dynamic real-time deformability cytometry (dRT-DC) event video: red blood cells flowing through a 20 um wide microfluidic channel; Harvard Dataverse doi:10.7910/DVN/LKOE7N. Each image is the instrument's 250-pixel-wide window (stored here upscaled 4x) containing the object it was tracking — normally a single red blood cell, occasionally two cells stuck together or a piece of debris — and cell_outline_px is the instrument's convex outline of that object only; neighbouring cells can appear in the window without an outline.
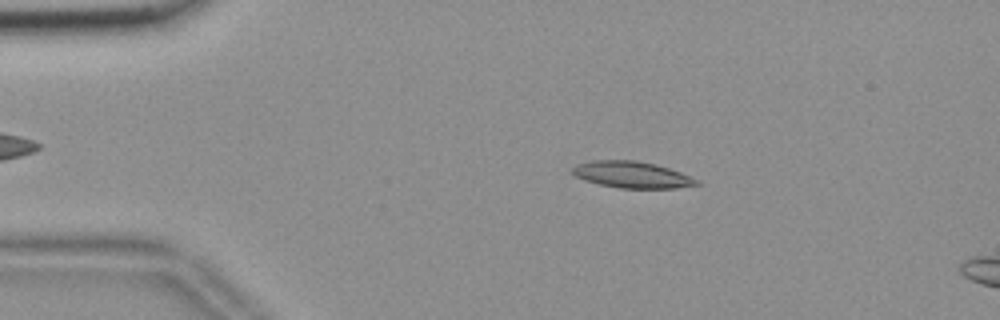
{"species": "common noctule bat (a hibernating species)", "species_latin": "Nyctalus noctula", "temperature_condition": "room temperature", "stored_images_in_passage": 8, "camera_frame_rate_fps": 3000, "um_per_image_px": 0.085, "animal": {"sex": "female", "body_mass_g": 18.4}, "frame": {"image": 1, "passage_image": 3, "time_ms": 0.667, "image_size_px": [1000, 320], "cell_outline_px": [[700, 184], [676, 188], [620, 188], [600, 184], [584, 180], [576, 176], [572, 172], [572, 168], [576, 164], [592, 160], [636, 160], [656, 164], [680, 172], [700, 180]], "centroid_in_image_um": [53.72, 14.84], "position_along_channel_um": 31.3, "area_um2": 19.19}}